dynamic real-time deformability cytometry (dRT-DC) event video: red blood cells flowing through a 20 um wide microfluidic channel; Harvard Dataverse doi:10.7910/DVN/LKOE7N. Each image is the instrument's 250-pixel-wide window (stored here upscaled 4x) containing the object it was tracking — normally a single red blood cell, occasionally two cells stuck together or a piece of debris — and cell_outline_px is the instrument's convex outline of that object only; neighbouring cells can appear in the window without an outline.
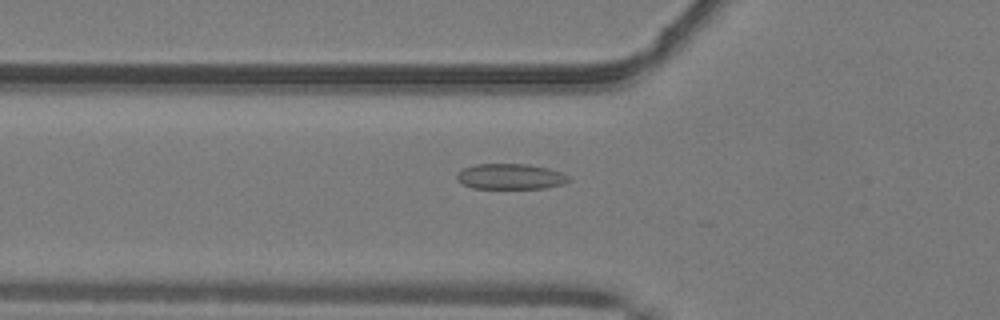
{"species": "common noctule bat (a hibernating species)", "species_latin": "Nyctalus noctula", "temperature_condition": "warm", "stored_images_in_passage": 24, "camera_frame_rate_fps": 3000, "um_per_image_px": 0.085, "animal": {"sex": "male", "body_mass_g": 19.2, "forearm_length_mm": 51.8}, "frame": {"image": 1, "passage_image": 12, "time_ms": 3.667, "image_size_px": [1000, 320], "cell_outline_px": [[572, 180], [560, 184], [544, 188], [472, 188], [456, 180], [456, 172], [464, 168], [476, 164], [528, 164], [548, 168], [560, 172], [568, 176]], "centroid_in_image_um": [43.35, 15.0], "position_along_channel_um": 82.5, "area_um2": 16.59}}
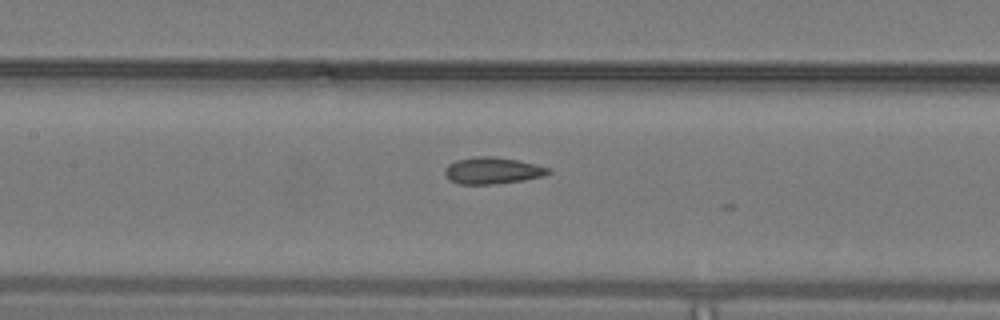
{"frame": {"image": 2, "passage_image": 18, "time_ms": 5.667, "image_size_px": [1000, 320], "cell_outline_px": [[552, 172], [544, 176], [524, 180], [496, 184], [460, 184], [448, 180], [444, 176], [444, 168], [448, 164], [456, 160], [476, 156], [492, 156], [516, 160], [536, 164], [548, 168]], "centroid_in_image_um": [41.82, 14.51], "position_along_channel_um": 165.6, "area_um2": 16.24}}
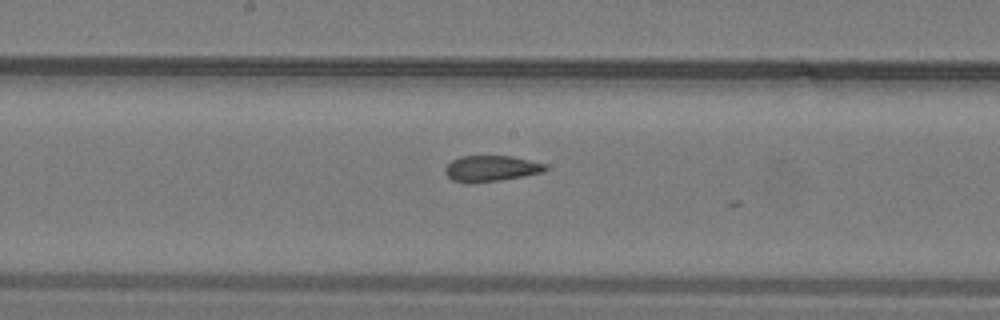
{"frame": {"image": 3, "passage_image": 21, "time_ms": 6.667, "image_size_px": [1000, 320], "cell_outline_px": [[548, 168], [544, 172], [500, 180], [472, 184], [468, 184], [452, 180], [444, 172], [444, 168], [452, 160], [460, 156], [512, 156], [548, 164]], "centroid_in_image_um": [41.74, 14.33], "position_along_channel_um": 206.5, "area_um2": 15.37}}